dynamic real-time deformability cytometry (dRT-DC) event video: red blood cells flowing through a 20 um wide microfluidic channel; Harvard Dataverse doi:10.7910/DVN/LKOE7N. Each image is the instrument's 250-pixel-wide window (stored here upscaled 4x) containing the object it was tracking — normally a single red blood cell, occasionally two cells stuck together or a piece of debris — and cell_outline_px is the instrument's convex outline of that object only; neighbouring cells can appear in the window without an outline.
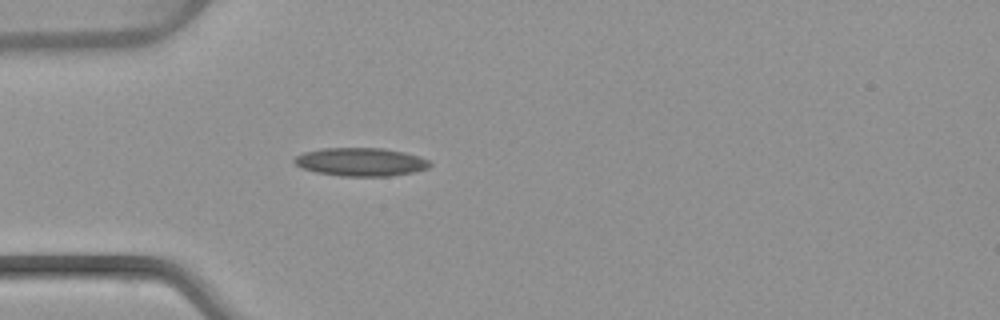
{"species": "common noctule bat (a hibernating species)", "species_latin": "Nyctalus noctula", "temperature_condition": "warm", "stored_images_in_passage": 3, "camera_frame_rate_fps": 3000, "um_per_image_px": 0.085, "animal": {"sex": "female", "body_mass_g": 22.7, "forearm_length_mm": 54.2}, "frame": {"image": 1, "passage_image": 3, "time_ms": 2.333, "image_size_px": [1000, 320], "cell_outline_px": [[432, 164], [428, 168], [412, 172], [388, 176], [340, 176], [316, 172], [304, 168], [296, 164], [292, 160], [296, 156], [304, 152], [320, 148], [384, 148], [404, 152], [420, 156], [428, 160]], "centroid_in_image_um": [30.67, 13.75], "position_along_channel_um": 54.3, "area_um2": 22.31}}